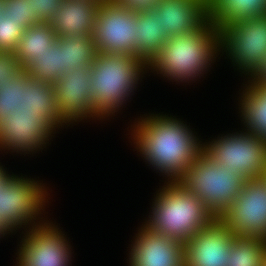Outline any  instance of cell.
Wrapping results in <instances>:
<instances>
[{
	"label": "cell",
	"mask_w": 266,
	"mask_h": 266,
	"mask_svg": "<svg viewBox=\"0 0 266 266\" xmlns=\"http://www.w3.org/2000/svg\"><path fill=\"white\" fill-rule=\"evenodd\" d=\"M144 115L135 118L129 138L144 162L165 176V182H178L203 152L202 139L190 125L173 115L163 112Z\"/></svg>",
	"instance_id": "cell-1"
},
{
	"label": "cell",
	"mask_w": 266,
	"mask_h": 266,
	"mask_svg": "<svg viewBox=\"0 0 266 266\" xmlns=\"http://www.w3.org/2000/svg\"><path fill=\"white\" fill-rule=\"evenodd\" d=\"M219 55V31L208 20L195 32L168 38L147 69L178 84L195 83L210 71Z\"/></svg>",
	"instance_id": "cell-2"
},
{
	"label": "cell",
	"mask_w": 266,
	"mask_h": 266,
	"mask_svg": "<svg viewBox=\"0 0 266 266\" xmlns=\"http://www.w3.org/2000/svg\"><path fill=\"white\" fill-rule=\"evenodd\" d=\"M89 69L92 112L101 121L117 116L149 72L147 64L135 55L103 52H98Z\"/></svg>",
	"instance_id": "cell-3"
},
{
	"label": "cell",
	"mask_w": 266,
	"mask_h": 266,
	"mask_svg": "<svg viewBox=\"0 0 266 266\" xmlns=\"http://www.w3.org/2000/svg\"><path fill=\"white\" fill-rule=\"evenodd\" d=\"M165 184V185H164ZM152 199L148 219L142 222L152 232L185 244L216 217L194 194L178 182H164Z\"/></svg>",
	"instance_id": "cell-4"
},
{
	"label": "cell",
	"mask_w": 266,
	"mask_h": 266,
	"mask_svg": "<svg viewBox=\"0 0 266 266\" xmlns=\"http://www.w3.org/2000/svg\"><path fill=\"white\" fill-rule=\"evenodd\" d=\"M245 181L235 170H227L202 152L178 183L196 195L216 218H220L240 193Z\"/></svg>",
	"instance_id": "cell-5"
},
{
	"label": "cell",
	"mask_w": 266,
	"mask_h": 266,
	"mask_svg": "<svg viewBox=\"0 0 266 266\" xmlns=\"http://www.w3.org/2000/svg\"><path fill=\"white\" fill-rule=\"evenodd\" d=\"M44 184L21 173L13 174L0 186V218L15 234L21 228L25 231L48 221L42 217L51 199Z\"/></svg>",
	"instance_id": "cell-6"
},
{
	"label": "cell",
	"mask_w": 266,
	"mask_h": 266,
	"mask_svg": "<svg viewBox=\"0 0 266 266\" xmlns=\"http://www.w3.org/2000/svg\"><path fill=\"white\" fill-rule=\"evenodd\" d=\"M203 152L246 180L266 175V140L242 130L203 142Z\"/></svg>",
	"instance_id": "cell-7"
},
{
	"label": "cell",
	"mask_w": 266,
	"mask_h": 266,
	"mask_svg": "<svg viewBox=\"0 0 266 266\" xmlns=\"http://www.w3.org/2000/svg\"><path fill=\"white\" fill-rule=\"evenodd\" d=\"M218 31L220 57L226 53L241 76L249 79L266 58V14L229 23Z\"/></svg>",
	"instance_id": "cell-8"
},
{
	"label": "cell",
	"mask_w": 266,
	"mask_h": 266,
	"mask_svg": "<svg viewBox=\"0 0 266 266\" xmlns=\"http://www.w3.org/2000/svg\"><path fill=\"white\" fill-rule=\"evenodd\" d=\"M24 232L17 249L16 266H72V249L65 233L47 221Z\"/></svg>",
	"instance_id": "cell-9"
},
{
	"label": "cell",
	"mask_w": 266,
	"mask_h": 266,
	"mask_svg": "<svg viewBox=\"0 0 266 266\" xmlns=\"http://www.w3.org/2000/svg\"><path fill=\"white\" fill-rule=\"evenodd\" d=\"M137 12L107 1L100 4L92 39L98 52L137 56Z\"/></svg>",
	"instance_id": "cell-10"
},
{
	"label": "cell",
	"mask_w": 266,
	"mask_h": 266,
	"mask_svg": "<svg viewBox=\"0 0 266 266\" xmlns=\"http://www.w3.org/2000/svg\"><path fill=\"white\" fill-rule=\"evenodd\" d=\"M219 219L234 235L266 239V178L246 180Z\"/></svg>",
	"instance_id": "cell-11"
},
{
	"label": "cell",
	"mask_w": 266,
	"mask_h": 266,
	"mask_svg": "<svg viewBox=\"0 0 266 266\" xmlns=\"http://www.w3.org/2000/svg\"><path fill=\"white\" fill-rule=\"evenodd\" d=\"M56 133L41 116L15 115L10 111L6 117L0 119V151L16 152L24 156L40 150L42 152Z\"/></svg>",
	"instance_id": "cell-12"
},
{
	"label": "cell",
	"mask_w": 266,
	"mask_h": 266,
	"mask_svg": "<svg viewBox=\"0 0 266 266\" xmlns=\"http://www.w3.org/2000/svg\"><path fill=\"white\" fill-rule=\"evenodd\" d=\"M91 80L89 68L72 69L53 84L59 116L68 126L99 120L92 112Z\"/></svg>",
	"instance_id": "cell-13"
},
{
	"label": "cell",
	"mask_w": 266,
	"mask_h": 266,
	"mask_svg": "<svg viewBox=\"0 0 266 266\" xmlns=\"http://www.w3.org/2000/svg\"><path fill=\"white\" fill-rule=\"evenodd\" d=\"M15 115L41 116L55 130L68 125L60 118L53 84L29 77L23 69L14 77Z\"/></svg>",
	"instance_id": "cell-14"
},
{
	"label": "cell",
	"mask_w": 266,
	"mask_h": 266,
	"mask_svg": "<svg viewBox=\"0 0 266 266\" xmlns=\"http://www.w3.org/2000/svg\"><path fill=\"white\" fill-rule=\"evenodd\" d=\"M133 238L128 266H185L182 242L152 232L143 223Z\"/></svg>",
	"instance_id": "cell-15"
},
{
	"label": "cell",
	"mask_w": 266,
	"mask_h": 266,
	"mask_svg": "<svg viewBox=\"0 0 266 266\" xmlns=\"http://www.w3.org/2000/svg\"><path fill=\"white\" fill-rule=\"evenodd\" d=\"M234 236L216 218L184 244L185 266H226Z\"/></svg>",
	"instance_id": "cell-16"
},
{
	"label": "cell",
	"mask_w": 266,
	"mask_h": 266,
	"mask_svg": "<svg viewBox=\"0 0 266 266\" xmlns=\"http://www.w3.org/2000/svg\"><path fill=\"white\" fill-rule=\"evenodd\" d=\"M153 10L168 38L195 32L209 20L207 0H161Z\"/></svg>",
	"instance_id": "cell-17"
},
{
	"label": "cell",
	"mask_w": 266,
	"mask_h": 266,
	"mask_svg": "<svg viewBox=\"0 0 266 266\" xmlns=\"http://www.w3.org/2000/svg\"><path fill=\"white\" fill-rule=\"evenodd\" d=\"M99 7L92 0H64L50 22L57 37L92 36Z\"/></svg>",
	"instance_id": "cell-18"
},
{
	"label": "cell",
	"mask_w": 266,
	"mask_h": 266,
	"mask_svg": "<svg viewBox=\"0 0 266 266\" xmlns=\"http://www.w3.org/2000/svg\"><path fill=\"white\" fill-rule=\"evenodd\" d=\"M238 98L243 130L266 140V86L259 87L249 80Z\"/></svg>",
	"instance_id": "cell-19"
},
{
	"label": "cell",
	"mask_w": 266,
	"mask_h": 266,
	"mask_svg": "<svg viewBox=\"0 0 266 266\" xmlns=\"http://www.w3.org/2000/svg\"><path fill=\"white\" fill-rule=\"evenodd\" d=\"M208 19L218 29L266 14V0H207Z\"/></svg>",
	"instance_id": "cell-20"
},
{
	"label": "cell",
	"mask_w": 266,
	"mask_h": 266,
	"mask_svg": "<svg viewBox=\"0 0 266 266\" xmlns=\"http://www.w3.org/2000/svg\"><path fill=\"white\" fill-rule=\"evenodd\" d=\"M162 28L160 16L153 9L137 12V57L146 64L162 49L168 39Z\"/></svg>",
	"instance_id": "cell-21"
},
{
	"label": "cell",
	"mask_w": 266,
	"mask_h": 266,
	"mask_svg": "<svg viewBox=\"0 0 266 266\" xmlns=\"http://www.w3.org/2000/svg\"><path fill=\"white\" fill-rule=\"evenodd\" d=\"M57 35L51 23H38L27 27L14 50L22 69H26L36 56L50 49Z\"/></svg>",
	"instance_id": "cell-22"
},
{
	"label": "cell",
	"mask_w": 266,
	"mask_h": 266,
	"mask_svg": "<svg viewBox=\"0 0 266 266\" xmlns=\"http://www.w3.org/2000/svg\"><path fill=\"white\" fill-rule=\"evenodd\" d=\"M56 42L61 46L64 73L90 68L98 54L92 36L57 37Z\"/></svg>",
	"instance_id": "cell-23"
},
{
	"label": "cell",
	"mask_w": 266,
	"mask_h": 266,
	"mask_svg": "<svg viewBox=\"0 0 266 266\" xmlns=\"http://www.w3.org/2000/svg\"><path fill=\"white\" fill-rule=\"evenodd\" d=\"M265 252L266 239L235 235L226 266H262Z\"/></svg>",
	"instance_id": "cell-24"
},
{
	"label": "cell",
	"mask_w": 266,
	"mask_h": 266,
	"mask_svg": "<svg viewBox=\"0 0 266 266\" xmlns=\"http://www.w3.org/2000/svg\"><path fill=\"white\" fill-rule=\"evenodd\" d=\"M25 70L31 78L54 84L64 73L61 46L55 42L50 49L36 56Z\"/></svg>",
	"instance_id": "cell-25"
},
{
	"label": "cell",
	"mask_w": 266,
	"mask_h": 266,
	"mask_svg": "<svg viewBox=\"0 0 266 266\" xmlns=\"http://www.w3.org/2000/svg\"><path fill=\"white\" fill-rule=\"evenodd\" d=\"M2 15L11 18L26 29L38 23H42L36 13H32L31 0H4Z\"/></svg>",
	"instance_id": "cell-26"
},
{
	"label": "cell",
	"mask_w": 266,
	"mask_h": 266,
	"mask_svg": "<svg viewBox=\"0 0 266 266\" xmlns=\"http://www.w3.org/2000/svg\"><path fill=\"white\" fill-rule=\"evenodd\" d=\"M24 32L25 28L20 22L0 16V51L14 52Z\"/></svg>",
	"instance_id": "cell-27"
},
{
	"label": "cell",
	"mask_w": 266,
	"mask_h": 266,
	"mask_svg": "<svg viewBox=\"0 0 266 266\" xmlns=\"http://www.w3.org/2000/svg\"><path fill=\"white\" fill-rule=\"evenodd\" d=\"M22 70L14 52L0 51V84L10 83Z\"/></svg>",
	"instance_id": "cell-28"
},
{
	"label": "cell",
	"mask_w": 266,
	"mask_h": 266,
	"mask_svg": "<svg viewBox=\"0 0 266 266\" xmlns=\"http://www.w3.org/2000/svg\"><path fill=\"white\" fill-rule=\"evenodd\" d=\"M64 0H31L32 13L43 23H50Z\"/></svg>",
	"instance_id": "cell-29"
},
{
	"label": "cell",
	"mask_w": 266,
	"mask_h": 266,
	"mask_svg": "<svg viewBox=\"0 0 266 266\" xmlns=\"http://www.w3.org/2000/svg\"><path fill=\"white\" fill-rule=\"evenodd\" d=\"M16 84L14 79L8 83L0 84V119L6 117L9 112L15 110Z\"/></svg>",
	"instance_id": "cell-30"
},
{
	"label": "cell",
	"mask_w": 266,
	"mask_h": 266,
	"mask_svg": "<svg viewBox=\"0 0 266 266\" xmlns=\"http://www.w3.org/2000/svg\"><path fill=\"white\" fill-rule=\"evenodd\" d=\"M119 7H125L134 12L150 11L154 9L161 0H108Z\"/></svg>",
	"instance_id": "cell-31"
},
{
	"label": "cell",
	"mask_w": 266,
	"mask_h": 266,
	"mask_svg": "<svg viewBox=\"0 0 266 266\" xmlns=\"http://www.w3.org/2000/svg\"><path fill=\"white\" fill-rule=\"evenodd\" d=\"M248 80L259 87L266 86V58L257 71Z\"/></svg>",
	"instance_id": "cell-32"
},
{
	"label": "cell",
	"mask_w": 266,
	"mask_h": 266,
	"mask_svg": "<svg viewBox=\"0 0 266 266\" xmlns=\"http://www.w3.org/2000/svg\"><path fill=\"white\" fill-rule=\"evenodd\" d=\"M5 169L6 167L4 168V166L0 163V186L3 185L13 175V173L10 174L7 169Z\"/></svg>",
	"instance_id": "cell-33"
},
{
	"label": "cell",
	"mask_w": 266,
	"mask_h": 266,
	"mask_svg": "<svg viewBox=\"0 0 266 266\" xmlns=\"http://www.w3.org/2000/svg\"><path fill=\"white\" fill-rule=\"evenodd\" d=\"M14 234V232L2 221L0 218V238H3L4 236L7 237V235Z\"/></svg>",
	"instance_id": "cell-34"
},
{
	"label": "cell",
	"mask_w": 266,
	"mask_h": 266,
	"mask_svg": "<svg viewBox=\"0 0 266 266\" xmlns=\"http://www.w3.org/2000/svg\"><path fill=\"white\" fill-rule=\"evenodd\" d=\"M3 3H4V0H0V16H3V15H2V12H3V10H4V5H3Z\"/></svg>",
	"instance_id": "cell-35"
},
{
	"label": "cell",
	"mask_w": 266,
	"mask_h": 266,
	"mask_svg": "<svg viewBox=\"0 0 266 266\" xmlns=\"http://www.w3.org/2000/svg\"><path fill=\"white\" fill-rule=\"evenodd\" d=\"M98 4H101V3H104V2H107L108 0H92Z\"/></svg>",
	"instance_id": "cell-36"
},
{
	"label": "cell",
	"mask_w": 266,
	"mask_h": 266,
	"mask_svg": "<svg viewBox=\"0 0 266 266\" xmlns=\"http://www.w3.org/2000/svg\"><path fill=\"white\" fill-rule=\"evenodd\" d=\"M262 266H266V252H265V257H264V259L262 261Z\"/></svg>",
	"instance_id": "cell-37"
}]
</instances>
